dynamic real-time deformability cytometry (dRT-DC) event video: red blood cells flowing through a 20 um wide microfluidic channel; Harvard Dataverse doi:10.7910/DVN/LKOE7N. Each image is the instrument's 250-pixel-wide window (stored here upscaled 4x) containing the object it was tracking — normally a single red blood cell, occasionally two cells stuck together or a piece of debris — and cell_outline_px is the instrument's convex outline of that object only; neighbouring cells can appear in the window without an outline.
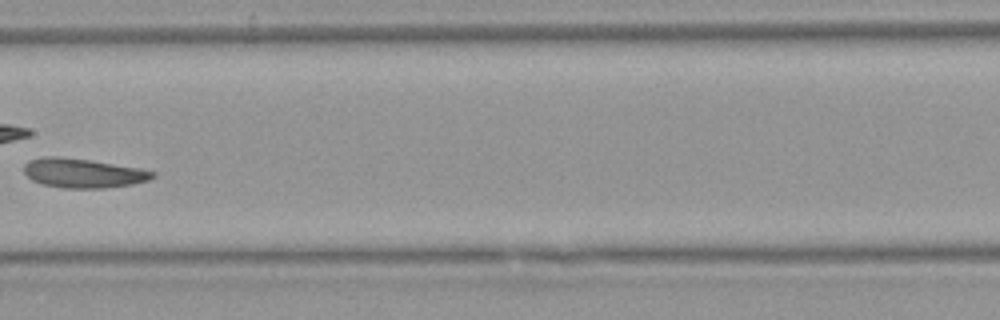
{"species": "Egyptian fruit bat (a non-hibernating species)", "species_latin": "Rousettus aegyptiacus", "temperature_condition": "warm", "stored_images_in_passage": 6, "camera_frame_rate_fps": 3000, "um_per_image_px": 0.085, "animal": {"sex": "female"}, "frame": {"image": 1, "passage_image": 5, "time_ms": 5.667, "image_size_px": [1000, 320], "cell_outline_px": [[156, 176], [148, 180], [132, 184], [104, 188], [64, 188], [44, 184], [32, 180], [24, 172], [24, 164], [28, 160], [44, 156], [60, 156], [88, 160], [140, 168], [156, 172]], "centroid_in_image_um": [7.06, 14.71], "position_along_channel_um": 200.3, "area_um2": 21.91}}
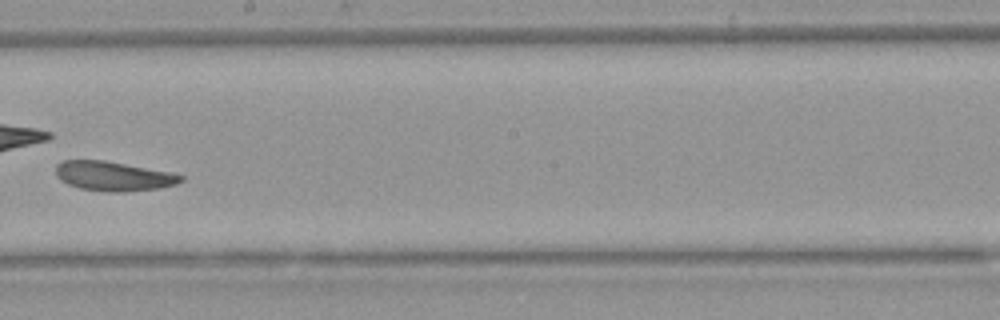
{"frame": {"image": 2, "passage_image": 6, "time_ms": 6.667, "image_size_px": [1000, 320], "cell_outline_px": [[184, 180], [176, 184], [160, 188], [124, 192], [112, 192], [80, 188], [68, 184], [60, 180], [56, 176], [56, 164], [64, 160], [104, 160], [172, 172], [184, 176]], "centroid_in_image_um": [9.66, 14.97], "position_along_channel_um": 238.5, "area_um2": 21.56}}